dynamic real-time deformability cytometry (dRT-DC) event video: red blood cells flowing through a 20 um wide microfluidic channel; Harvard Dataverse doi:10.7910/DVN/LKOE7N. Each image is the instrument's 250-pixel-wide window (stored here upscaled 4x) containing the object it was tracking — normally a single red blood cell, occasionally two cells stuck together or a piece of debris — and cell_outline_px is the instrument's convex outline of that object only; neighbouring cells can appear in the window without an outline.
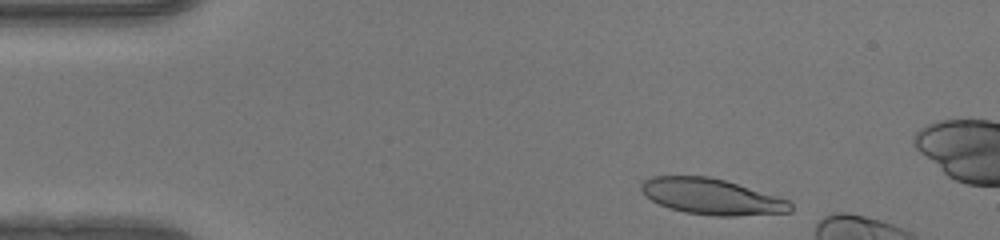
{"species": "human", "species_latin": "Homo sapiens", "temperature_condition": "warm", "stored_images_in_passage": 15, "camera_frame_rate_fps": 3000, "um_per_image_px": 0.085, "donor": {"sex": "female"}, "frame": {"image": 1, "passage_image": 3, "time_ms": 0.667, "image_size_px": [1000, 240], "cell_outline_px": [[792, 212], [736, 216], [716, 216], [684, 212], [668, 208], [644, 196], [640, 188], [640, 184], [644, 180], [652, 176], [708, 176], [724, 180], [776, 196], [788, 200], [792, 204]], "centroid_in_image_um": [60.46, 16.71], "position_along_channel_um": 24.5, "area_um2": 31.15}}
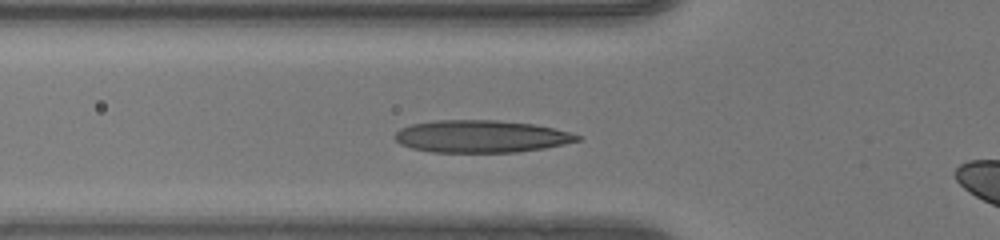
{"frame": {"image": 2, "passage_image": 13, "time_ms": 4.0, "image_size_px": [1000, 240], "cell_outline_px": [[580, 140], [564, 144], [544, 148], [516, 152], [432, 152], [412, 148], [400, 144], [392, 136], [400, 128], [412, 124], [436, 120], [496, 120], [532, 124], [552, 128], [568, 132], [580, 136]], "centroid_in_image_um": [40.84, 11.59], "position_along_channel_um": 85.0, "area_um2": 34.22}}